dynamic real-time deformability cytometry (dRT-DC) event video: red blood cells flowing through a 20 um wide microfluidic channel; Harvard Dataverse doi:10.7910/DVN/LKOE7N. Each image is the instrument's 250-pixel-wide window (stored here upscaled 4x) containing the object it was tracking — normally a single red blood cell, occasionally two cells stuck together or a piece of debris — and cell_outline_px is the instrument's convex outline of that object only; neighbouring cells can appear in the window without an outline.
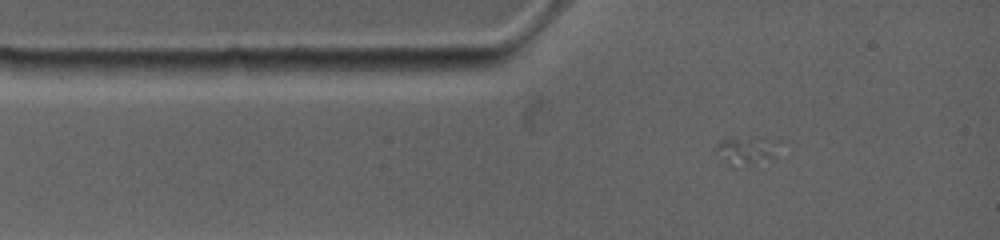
{"species": "common noctule bat (a hibernating species)", "species_latin": "Nyctalus noctula", "temperature_condition": "warm", "stored_images_in_passage": 4, "camera_frame_rate_fps": 4500, "um_per_image_px": 0.085, "animal": {"sex": "female", "body_mass_g": 19.0, "forearm_length_mm": 53.3}, "frame": {"image": 1, "passage_image": 2, "time_ms": 0.889, "image_size_px": [1000, 240], "cell_outline_px": [[784, 140], [776, 156], [756, 164], [752, 164], [724, 160], [712, 148], [720, 140], [732, 136], [736, 136]], "centroid_in_image_um": [63.55, 12.68], "position_along_channel_um": 21.5, "area_um2": 10.46}}